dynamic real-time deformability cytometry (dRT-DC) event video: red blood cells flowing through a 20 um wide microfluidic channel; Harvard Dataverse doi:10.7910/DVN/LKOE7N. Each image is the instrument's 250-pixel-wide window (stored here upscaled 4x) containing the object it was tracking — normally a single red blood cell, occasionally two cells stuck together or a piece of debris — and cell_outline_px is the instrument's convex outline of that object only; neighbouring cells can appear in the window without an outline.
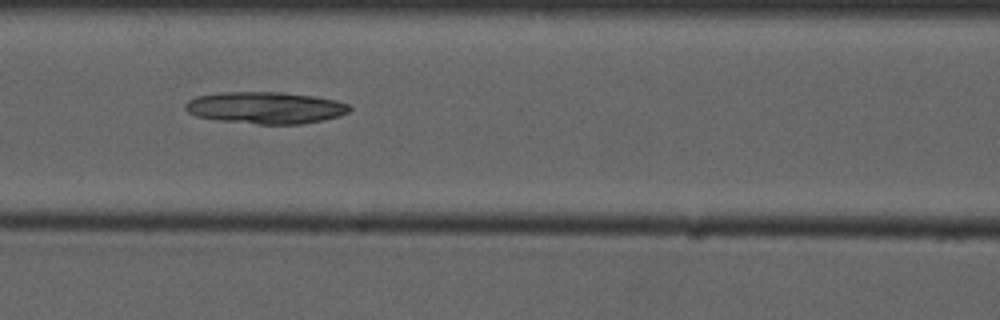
{"species": "common noctule bat (a hibernating species)", "species_latin": "Nyctalus noctula", "temperature_condition": "cold", "stored_images_in_passage": 9, "camera_frame_rate_fps": 3000, "um_per_image_px": 0.085, "animal": {"sex": "male", "forearm_length_mm": 52.5}, "frame": {"image": 1, "passage_image": 6, "time_ms": 6.667, "image_size_px": [1000, 320], "cell_outline_px": [[352, 108], [348, 112], [340, 116], [324, 120], [300, 124], [256, 124], [220, 120], [196, 116], [188, 112], [184, 108], [184, 104], [188, 100], [196, 96], [220, 92], [280, 92], [316, 96], [336, 100], [348, 104]], "centroid_in_image_um": [22.57, 9.15], "position_along_channel_um": 144.0, "area_um2": 30.63}}
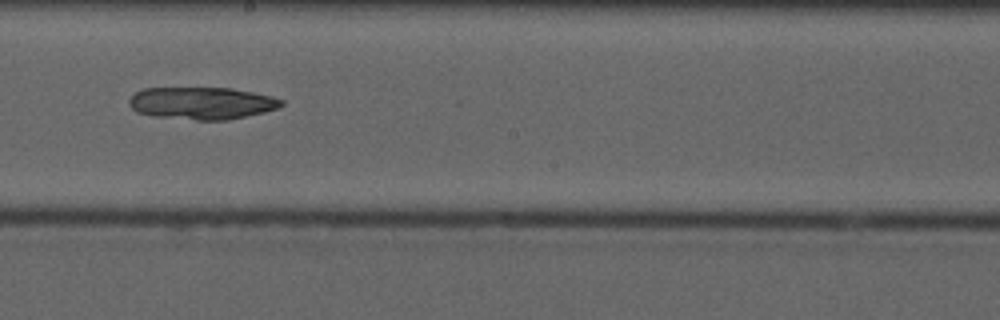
{"frame": {"image": 2, "passage_image": 8, "time_ms": 9.0, "image_size_px": [1000, 320], "cell_outline_px": [[284, 104], [280, 108], [264, 112], [228, 120], [196, 120], [152, 116], [136, 112], [128, 104], [128, 100], [136, 92], [144, 88], [232, 88], [272, 96], [284, 100]], "centroid_in_image_um": [17.17, 8.77], "position_along_channel_um": 231.0, "area_um2": 28.84}}
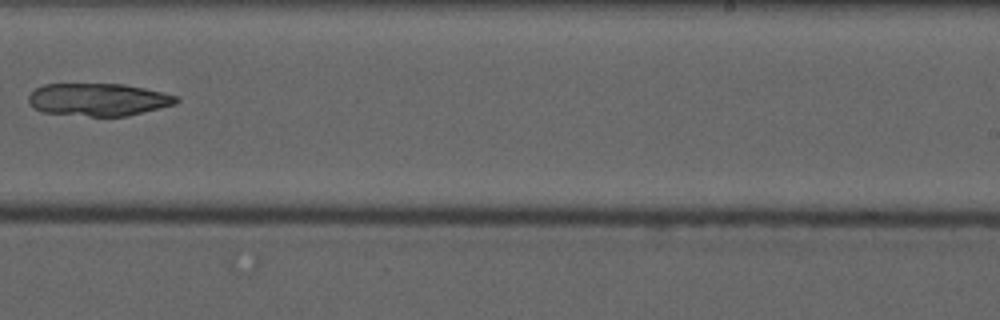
{"frame": {"image": 3, "passage_image": 9, "time_ms": 10.333, "image_size_px": [1000, 320], "cell_outline_px": [[180, 100], [176, 104], [128, 116], [88, 116], [44, 112], [36, 108], [28, 100], [28, 96], [36, 88], [44, 84], [124, 84], [164, 92], [176, 96]], "centroid_in_image_um": [8.4, 8.46], "position_along_channel_um": 280.6, "area_um2": 27.98}}